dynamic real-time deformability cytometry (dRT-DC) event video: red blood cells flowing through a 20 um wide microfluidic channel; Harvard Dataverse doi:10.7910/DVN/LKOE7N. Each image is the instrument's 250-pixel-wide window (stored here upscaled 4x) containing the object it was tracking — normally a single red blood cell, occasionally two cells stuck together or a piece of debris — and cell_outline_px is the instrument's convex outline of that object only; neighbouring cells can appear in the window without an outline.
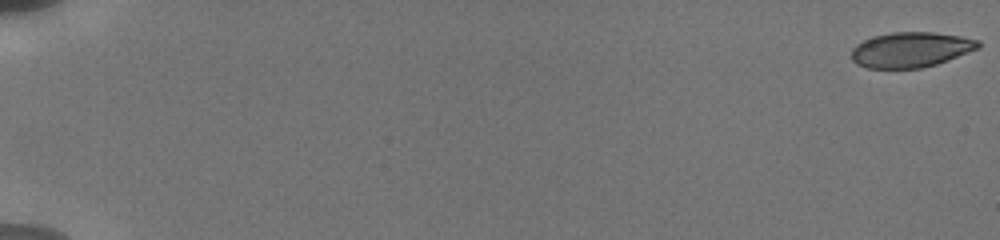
{"species": "human", "species_latin": "Homo sapiens", "temperature_condition": "cold", "stored_images_in_passage": 14, "camera_frame_rate_fps": 3000, "um_per_image_px": 0.085, "donor": {"sex": "male"}, "frame": {"image": 1, "passage_image": 1, "time_ms": 0.0, "image_size_px": [1000, 240], "cell_outline_px": [[980, 48], [948, 60], [936, 64], [920, 68], [868, 68], [856, 64], [852, 60], [852, 48], [856, 44], [872, 36], [892, 32], [932, 32], [960, 36], [980, 40]], "centroid_in_image_um": [77.42, 4.22], "position_along_channel_um": 7.6, "area_um2": 26.07}}
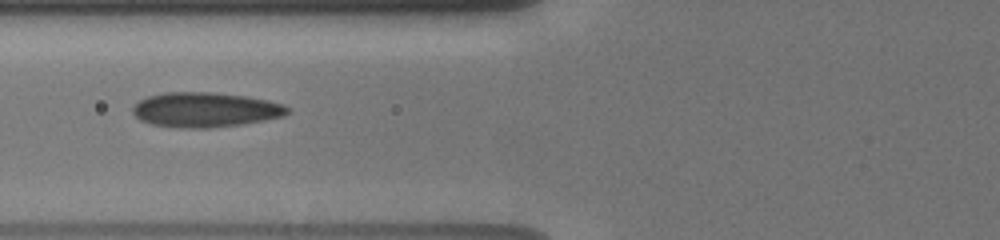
{"frame": {"image": 2, "passage_image": 12, "time_ms": 8.0, "image_size_px": [1000, 240], "cell_outline_px": [[292, 108], [284, 116], [244, 124], [208, 128], [176, 128], [152, 124], [140, 120], [132, 112], [132, 108], [140, 100], [148, 96], [164, 92], [212, 92], [248, 96], [268, 100], [284, 104]], "centroid_in_image_um": [17.48, 9.33], "position_along_channel_um": 108.3, "area_um2": 31.67}}
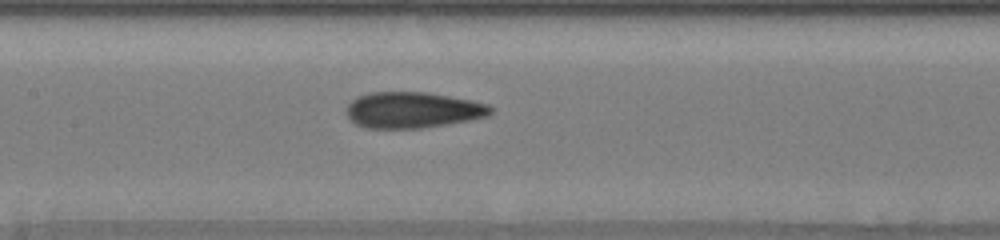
{"frame": {"image": 3, "passage_image": 14, "time_ms": 9.667, "image_size_px": [1000, 240], "cell_outline_px": [[492, 112], [488, 116], [468, 120], [420, 128], [364, 128], [356, 124], [348, 116], [344, 108], [356, 96], [368, 92], [428, 92], [472, 100], [488, 104], [492, 108]], "centroid_in_image_um": [35.04, 9.34], "position_along_channel_um": 172.4, "area_um2": 30.35}}